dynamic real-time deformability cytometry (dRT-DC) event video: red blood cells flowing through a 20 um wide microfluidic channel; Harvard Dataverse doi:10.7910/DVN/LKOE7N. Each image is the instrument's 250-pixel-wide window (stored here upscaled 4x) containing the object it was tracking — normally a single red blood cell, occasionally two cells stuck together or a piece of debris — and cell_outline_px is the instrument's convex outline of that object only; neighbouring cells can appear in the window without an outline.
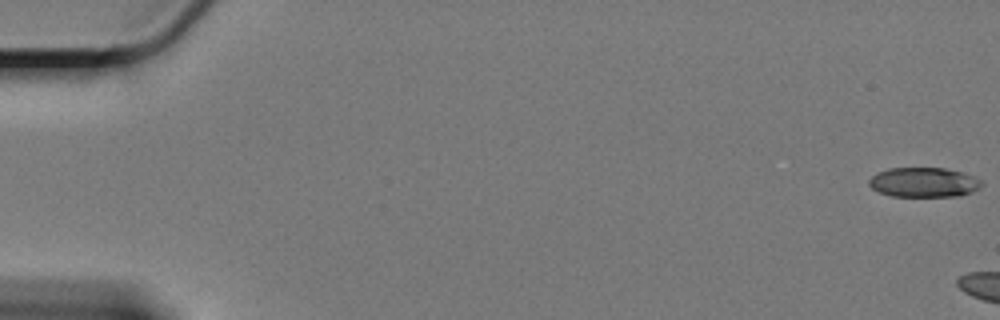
{"species": "Egyptian fruit bat (a non-hibernating species)", "species_latin": "Rousettus aegyptiacus", "temperature_condition": "cold", "stored_images_in_passage": 11, "camera_frame_rate_fps": 3000, "um_per_image_px": 0.085, "animal": {"sex": "female"}, "frame": {"image": 1, "passage_image": 1, "time_ms": 0.0, "image_size_px": [1000, 320], "cell_outline_px": [[984, 184], [980, 188], [972, 192], [960, 196], [892, 196], [880, 192], [872, 188], [868, 184], [868, 180], [876, 172], [888, 168], [944, 168], [964, 172], [980, 180]], "centroid_in_image_um": [78.53, 15.49], "position_along_channel_um": 6.5, "area_um2": 19.59}}